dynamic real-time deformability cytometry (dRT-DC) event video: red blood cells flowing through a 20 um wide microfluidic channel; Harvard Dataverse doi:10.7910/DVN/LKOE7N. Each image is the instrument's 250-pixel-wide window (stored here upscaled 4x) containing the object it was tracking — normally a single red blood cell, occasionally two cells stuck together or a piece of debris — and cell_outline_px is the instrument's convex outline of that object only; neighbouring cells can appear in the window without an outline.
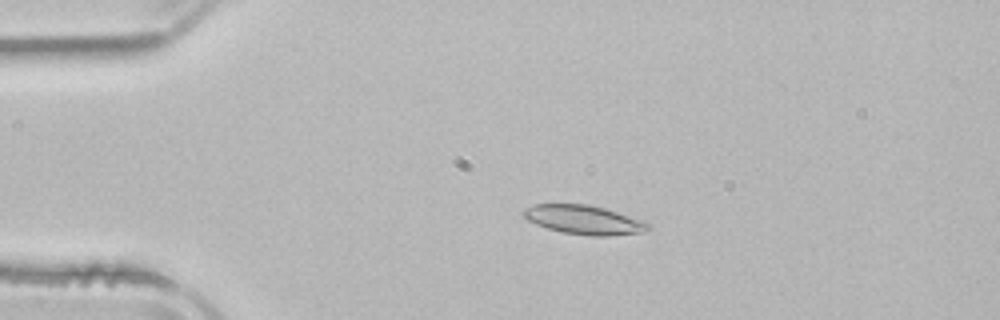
{"species": "common noctule bat (a hibernating species)", "species_latin": "Nyctalus noctula", "temperature_condition": "room temperature", "stored_images_in_passage": 2, "camera_frame_rate_fps": 3000, "um_per_image_px": 0.085, "animal": {"sex": "male", "body_mass_g": 21.5, "forearm_length_mm": 52.0}, "frame": {"image": 1, "passage_image": 1, "time_ms": 0.0, "image_size_px": [1000, 320], "cell_outline_px": [[652, 228], [644, 232], [608, 236], [592, 236], [564, 232], [548, 228], [536, 224], [528, 220], [520, 212], [524, 208], [532, 204], [588, 204], [604, 208], [644, 220]], "centroid_in_image_um": [49.64, 18.67], "position_along_channel_um": 35.4, "area_um2": 21.15}}